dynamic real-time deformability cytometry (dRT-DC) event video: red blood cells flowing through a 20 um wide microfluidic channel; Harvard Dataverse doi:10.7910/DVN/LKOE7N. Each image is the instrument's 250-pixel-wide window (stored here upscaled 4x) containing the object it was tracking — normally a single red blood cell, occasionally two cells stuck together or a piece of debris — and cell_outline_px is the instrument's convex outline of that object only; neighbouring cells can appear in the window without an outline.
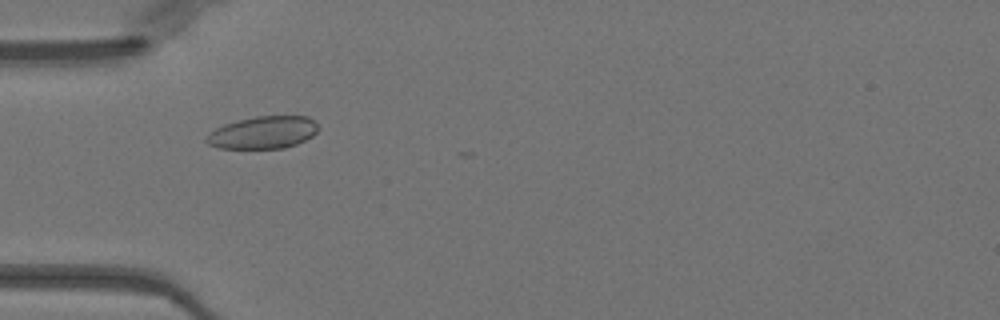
{"species": "Egyptian fruit bat (a non-hibernating species)", "species_latin": "Rousettus aegyptiacus", "temperature_condition": "warm", "stored_images_in_passage": 42, "camera_frame_rate_fps": 3000, "um_per_image_px": 0.085, "animal": {"sex": "female"}, "frame": {"image": 1, "passage_image": 16, "time_ms": 5.0, "image_size_px": [1000, 320], "cell_outline_px": [[320, 128], [312, 136], [296, 144], [284, 148], [220, 148], [208, 144], [204, 140], [208, 132], [224, 124], [236, 120], [256, 116], [308, 116]], "centroid_in_image_um": [22.33, 11.26], "position_along_channel_um": 62.7, "area_um2": 21.15}}
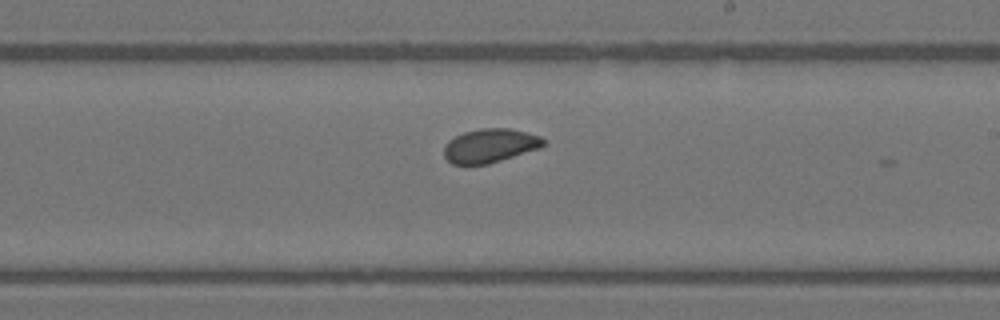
{"frame": {"image": 2, "passage_image": 30, "time_ms": 9.667, "image_size_px": [1000, 320], "cell_outline_px": [[544, 144], [540, 148], [488, 164], [452, 164], [444, 156], [444, 148], [448, 140], [464, 132], [480, 128], [512, 128], [540, 136], [544, 140]], "centroid_in_image_um": [41.64, 12.37], "position_along_channel_um": 247.4, "area_um2": 19.54}}
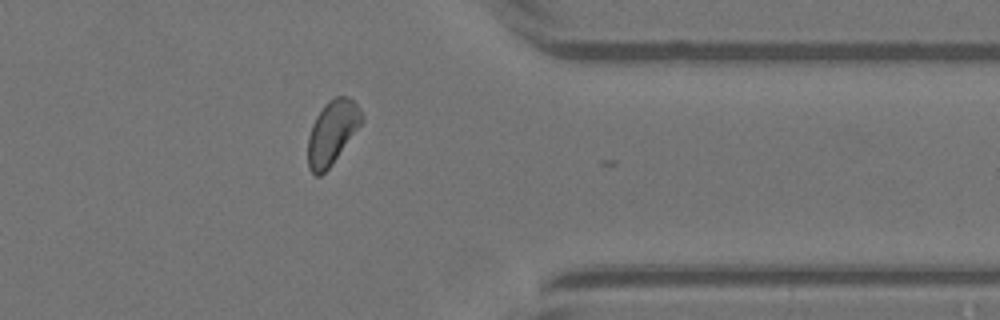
{"frame": {"image": 3, "passage_image": 41, "time_ms": 13.333, "image_size_px": [1000, 320], "cell_outline_px": [[364, 120], [332, 164], [320, 176], [316, 176], [308, 168], [308, 136], [312, 124], [316, 116], [324, 104], [328, 100], [336, 96], [348, 96], [360, 108], [364, 116]], "centroid_in_image_um": [28.23, 11.23], "position_along_channel_um": 383.2, "area_um2": 20.0}, "authors_computed_cell_mechanics": {"area_um2": 20.2878, "velocity_mm_per_s": 3.9951, "shape_relaxation_time_tau1_ms": 2.8927, "shape_relaxation_time_tau2_ms": 1.5804, "deformation_change_tau1": 0.0856, "deformation_change_tau2": 0.0647}}